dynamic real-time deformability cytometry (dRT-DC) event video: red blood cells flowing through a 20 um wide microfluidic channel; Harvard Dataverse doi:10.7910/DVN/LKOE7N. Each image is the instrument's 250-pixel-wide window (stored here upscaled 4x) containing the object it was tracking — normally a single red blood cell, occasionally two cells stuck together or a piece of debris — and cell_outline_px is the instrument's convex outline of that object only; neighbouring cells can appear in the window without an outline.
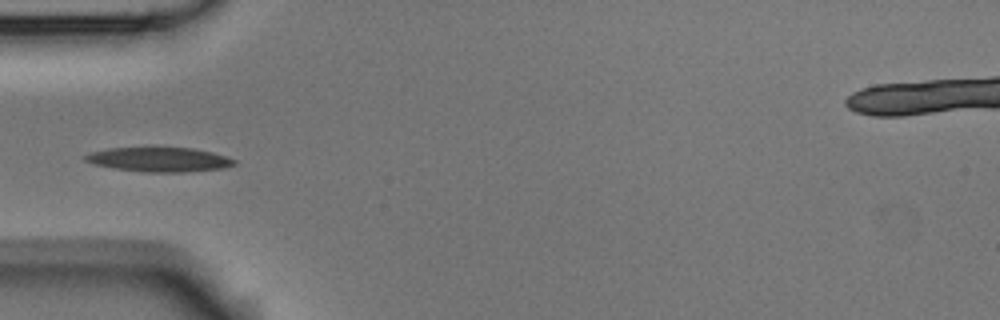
{"species": "Egyptian fruit bat (a non-hibernating species)", "species_latin": "Rousettus aegyptiacus", "temperature_condition": "room temperature", "stored_images_in_passage": 5, "camera_frame_rate_fps": 3000, "um_per_image_px": 0.085, "animal": {"sex": "male"}, "frame": {"image": 1, "passage_image": 5, "time_ms": 1.333, "image_size_px": [1000, 320], "cell_outline_px": [[236, 164], [224, 168], [184, 172], [140, 172], [112, 168], [92, 164], [84, 160], [84, 156], [92, 152], [108, 148], [156, 144], [192, 148], [212, 152], [236, 160]], "centroid_in_image_um": [13.48, 13.51], "position_along_channel_um": 71.5, "area_um2": 22.37}}